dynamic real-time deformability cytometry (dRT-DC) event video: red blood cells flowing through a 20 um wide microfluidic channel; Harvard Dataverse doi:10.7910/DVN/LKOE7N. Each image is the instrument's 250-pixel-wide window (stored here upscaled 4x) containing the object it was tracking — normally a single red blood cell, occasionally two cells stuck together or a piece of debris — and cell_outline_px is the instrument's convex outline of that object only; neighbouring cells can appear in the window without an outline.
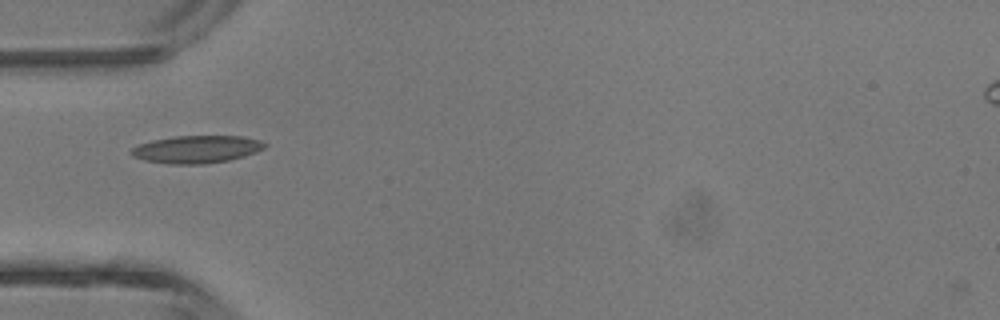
{"species": "common noctule bat (a hibernating species)", "species_latin": "Nyctalus noctula", "temperature_condition": "room temperature", "stored_images_in_passage": 1, "camera_frame_rate_fps": 3000, "um_per_image_px": 0.085, "animal": {"sex": "male", "body_mass_g": 13.3}, "frame": {"image": 1, "passage_image": 1, "time_ms": 0.0, "image_size_px": [1000, 320], "cell_outline_px": [[268, 144], [264, 148], [256, 152], [244, 156], [228, 160], [204, 164], [168, 164], [144, 160], [132, 156], [128, 152], [132, 148], [140, 144], [152, 140], [176, 136], [244, 136], [260, 140]], "centroid_in_image_um": [16.71, 12.69], "position_along_channel_um": 68.3, "area_um2": 21.5}}